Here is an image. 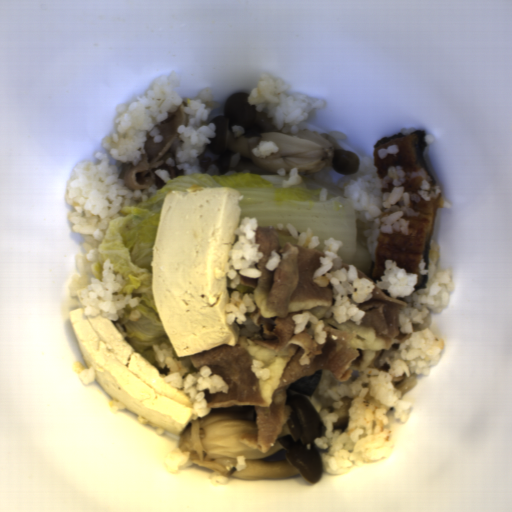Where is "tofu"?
<instances>
[{
	"instance_id": "tofu-1",
	"label": "tofu",
	"mask_w": 512,
	"mask_h": 512,
	"mask_svg": "<svg viewBox=\"0 0 512 512\" xmlns=\"http://www.w3.org/2000/svg\"><path fill=\"white\" fill-rule=\"evenodd\" d=\"M243 196L224 187L173 189L165 194L151 260V296L178 358L239 344L243 325L227 323L231 303L223 271L235 245Z\"/></svg>"
},
{
	"instance_id": "tofu-2",
	"label": "tofu",
	"mask_w": 512,
	"mask_h": 512,
	"mask_svg": "<svg viewBox=\"0 0 512 512\" xmlns=\"http://www.w3.org/2000/svg\"><path fill=\"white\" fill-rule=\"evenodd\" d=\"M69 316L83 359L107 395L148 423L182 436L194 421L189 392L166 383L110 318L86 316L84 307Z\"/></svg>"
}]
</instances>
